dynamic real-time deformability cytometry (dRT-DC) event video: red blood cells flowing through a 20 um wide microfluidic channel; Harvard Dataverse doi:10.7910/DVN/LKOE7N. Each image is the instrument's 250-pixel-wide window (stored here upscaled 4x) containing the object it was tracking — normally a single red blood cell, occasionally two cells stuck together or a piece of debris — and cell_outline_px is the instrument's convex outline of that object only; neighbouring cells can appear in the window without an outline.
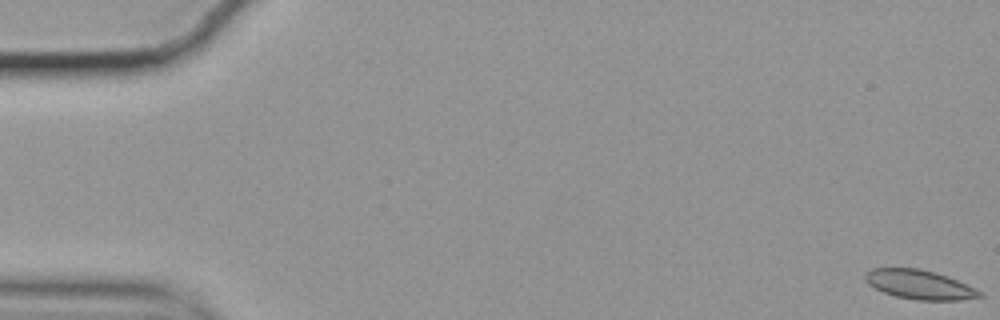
{"species": "common noctule bat (a hibernating species)", "species_latin": "Nyctalus noctula", "temperature_condition": "cold", "stored_images_in_passage": 59, "camera_frame_rate_fps": 3000, "um_per_image_px": 0.085, "animal": {"sex": "female", "body_mass_g": 19.9}, "frame": {"image": 1, "passage_image": 1, "time_ms": 0.0, "image_size_px": [1000, 320], "cell_outline_px": [[984, 296], [960, 300], [916, 300], [896, 296], [884, 292], [868, 284], [864, 280], [864, 276], [872, 268], [920, 268], [948, 276], [980, 292]], "centroid_in_image_um": [78.12, 24.18], "position_along_channel_um": 6.9, "area_um2": 19.19}}
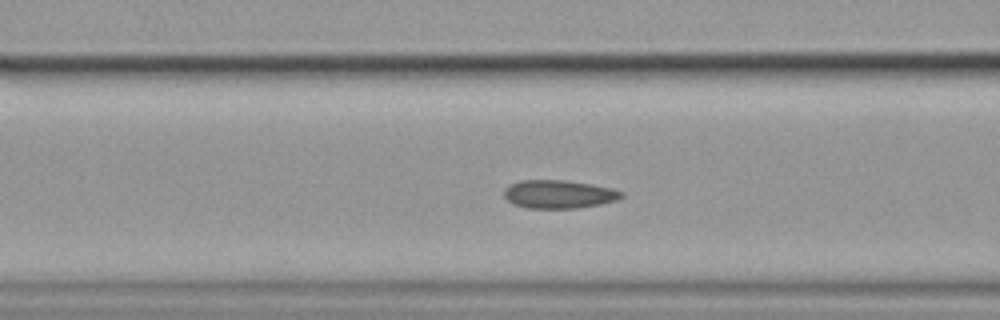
{"frame": {"image": 2, "passage_image": 23, "time_ms": 7.333, "image_size_px": [1000, 320], "cell_outline_px": [[624, 196], [616, 200], [600, 204], [576, 208], [528, 208], [512, 204], [504, 196], [504, 188], [520, 180], [564, 180], [592, 184], [612, 188], [624, 192]], "centroid_in_image_um": [47.5, 16.5], "position_along_channel_um": 119.1, "area_um2": 19.36}}
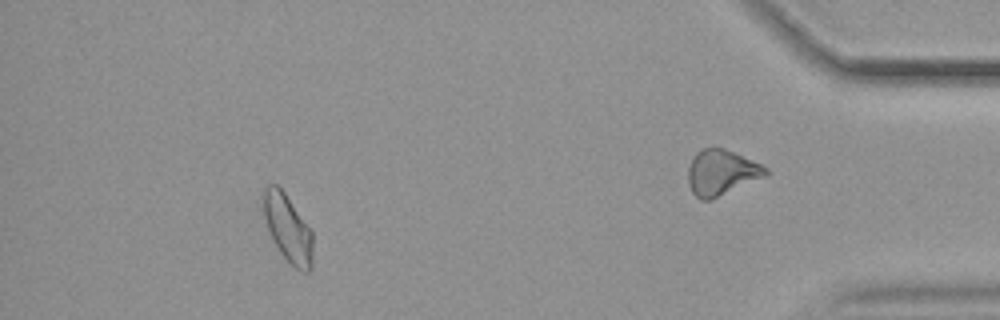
{"frame": {"image": 3, "passage_image": 53, "time_ms": 17.333, "image_size_px": [1000, 320], "cell_outline_px": [[312, 268], [308, 272], [304, 272], [296, 268], [280, 252], [268, 228], [264, 216], [264, 188], [268, 184], [276, 184], [284, 192], [312, 228]], "centroid_in_image_um": [24.51, 19.39], "position_along_channel_um": 410.7, "area_um2": 19.19}, "authors_computed_cell_mechanics": {"area_um2": 19.2474, "velocity_mm_per_s": 3.4962, "shape_relaxation_time_tau1_ms": null, "shape_relaxation_time_tau2_ms": 3.6742, "deformation_change_tau1": null, "deformation_change_tau2": 0.0739}}